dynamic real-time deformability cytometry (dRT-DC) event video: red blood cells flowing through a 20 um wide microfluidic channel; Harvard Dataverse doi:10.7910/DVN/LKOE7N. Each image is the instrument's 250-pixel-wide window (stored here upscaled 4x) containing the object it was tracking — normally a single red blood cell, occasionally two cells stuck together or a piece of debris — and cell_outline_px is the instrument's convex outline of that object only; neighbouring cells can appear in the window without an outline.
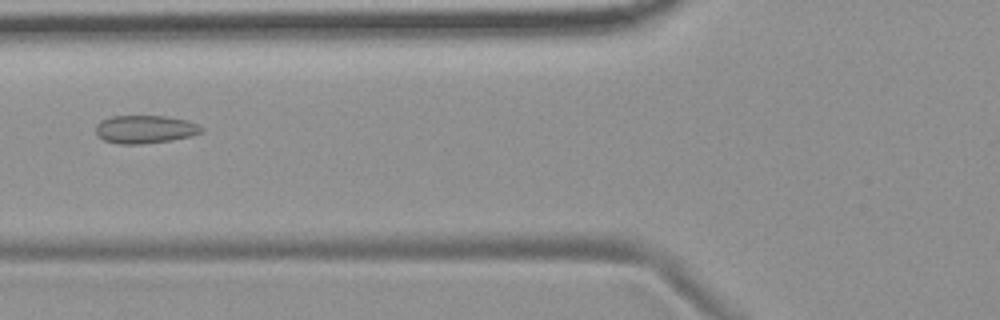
{"species": "common noctule bat (a hibernating species)", "species_latin": "Nyctalus noctula", "temperature_condition": "room temperature", "stored_images_in_passage": 7, "camera_frame_rate_fps": 3000, "um_per_image_px": 0.085, "animal": {"sex": "female", "body_mass_g": 19.9}, "frame": {"image": 1, "passage_image": 7, "time_ms": 6.667, "image_size_px": [1000, 320], "cell_outline_px": [[204, 132], [192, 136], [172, 140], [140, 144], [120, 144], [104, 140], [96, 136], [96, 124], [100, 120], [112, 116], [164, 116], [188, 120], [204, 128]], "centroid_in_image_um": [12.33, 10.99], "position_along_channel_um": 113.5, "area_um2": 17.46}}